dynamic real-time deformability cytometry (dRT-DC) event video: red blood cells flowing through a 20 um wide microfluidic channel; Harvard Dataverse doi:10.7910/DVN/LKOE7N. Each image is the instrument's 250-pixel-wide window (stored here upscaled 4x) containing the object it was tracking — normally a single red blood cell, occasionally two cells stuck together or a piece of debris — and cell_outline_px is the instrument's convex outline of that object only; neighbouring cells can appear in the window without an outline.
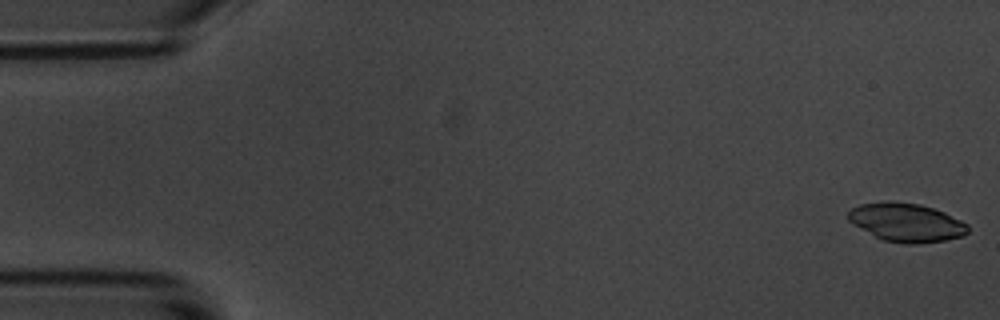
{"species": "common noctule bat (a hibernating species)", "species_latin": "Nyctalus noctula", "temperature_condition": "room temperature", "stored_images_in_passage": 5, "camera_frame_rate_fps": 3000, "um_per_image_px": 0.085, "animal": {"sex": "male", "body_mass_g": 20.1, "forearm_length_mm": 53.5}, "frame": {"image": 1, "passage_image": 1, "time_ms": 0.0, "image_size_px": [1000, 320], "cell_outline_px": [[968, 232], [964, 236], [944, 240], [916, 244], [904, 244], [884, 240], [852, 224], [848, 220], [848, 212], [852, 208], [860, 204], [884, 200], [892, 200], [920, 204], [944, 212], [968, 224]], "centroid_in_image_um": [77.03, 18.89], "position_along_channel_um": 8.0, "area_um2": 26.99}}